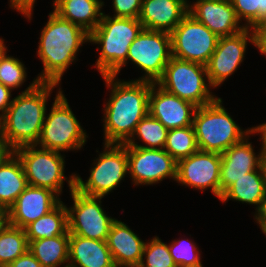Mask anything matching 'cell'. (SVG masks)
<instances>
[{"instance_id": "cell-3", "label": "cell", "mask_w": 266, "mask_h": 267, "mask_svg": "<svg viewBox=\"0 0 266 267\" xmlns=\"http://www.w3.org/2000/svg\"><path fill=\"white\" fill-rule=\"evenodd\" d=\"M47 17L36 50L43 69L36 78L61 85L64 74L78 61L80 48L89 43V33L53 10Z\"/></svg>"}, {"instance_id": "cell-25", "label": "cell", "mask_w": 266, "mask_h": 267, "mask_svg": "<svg viewBox=\"0 0 266 267\" xmlns=\"http://www.w3.org/2000/svg\"><path fill=\"white\" fill-rule=\"evenodd\" d=\"M27 186L22 162L14 153L0 167V205L8 211Z\"/></svg>"}, {"instance_id": "cell-19", "label": "cell", "mask_w": 266, "mask_h": 267, "mask_svg": "<svg viewBox=\"0 0 266 267\" xmlns=\"http://www.w3.org/2000/svg\"><path fill=\"white\" fill-rule=\"evenodd\" d=\"M188 13L219 38L245 29L230 0H200L188 7Z\"/></svg>"}, {"instance_id": "cell-7", "label": "cell", "mask_w": 266, "mask_h": 267, "mask_svg": "<svg viewBox=\"0 0 266 267\" xmlns=\"http://www.w3.org/2000/svg\"><path fill=\"white\" fill-rule=\"evenodd\" d=\"M102 144L103 151L96 150L97 158L91 161L87 180L83 181L81 175L75 172V189L85 195L108 196L128 177L127 146L116 143Z\"/></svg>"}, {"instance_id": "cell-23", "label": "cell", "mask_w": 266, "mask_h": 267, "mask_svg": "<svg viewBox=\"0 0 266 267\" xmlns=\"http://www.w3.org/2000/svg\"><path fill=\"white\" fill-rule=\"evenodd\" d=\"M104 0H52V8L61 18L91 33L100 23Z\"/></svg>"}, {"instance_id": "cell-6", "label": "cell", "mask_w": 266, "mask_h": 267, "mask_svg": "<svg viewBox=\"0 0 266 267\" xmlns=\"http://www.w3.org/2000/svg\"><path fill=\"white\" fill-rule=\"evenodd\" d=\"M55 93L36 145L62 153L78 152L85 146L89 134L72 111L64 91Z\"/></svg>"}, {"instance_id": "cell-15", "label": "cell", "mask_w": 266, "mask_h": 267, "mask_svg": "<svg viewBox=\"0 0 266 267\" xmlns=\"http://www.w3.org/2000/svg\"><path fill=\"white\" fill-rule=\"evenodd\" d=\"M221 154L198 150L177 161L176 183L193 190L211 194L220 199Z\"/></svg>"}, {"instance_id": "cell-45", "label": "cell", "mask_w": 266, "mask_h": 267, "mask_svg": "<svg viewBox=\"0 0 266 267\" xmlns=\"http://www.w3.org/2000/svg\"><path fill=\"white\" fill-rule=\"evenodd\" d=\"M261 168L264 176L265 191H266V157H263L262 159Z\"/></svg>"}, {"instance_id": "cell-30", "label": "cell", "mask_w": 266, "mask_h": 267, "mask_svg": "<svg viewBox=\"0 0 266 267\" xmlns=\"http://www.w3.org/2000/svg\"><path fill=\"white\" fill-rule=\"evenodd\" d=\"M164 150L176 161L199 150L193 126L169 129Z\"/></svg>"}, {"instance_id": "cell-11", "label": "cell", "mask_w": 266, "mask_h": 267, "mask_svg": "<svg viewBox=\"0 0 266 267\" xmlns=\"http://www.w3.org/2000/svg\"><path fill=\"white\" fill-rule=\"evenodd\" d=\"M72 205L68 207V232L70 235L106 241L116 217L109 216L102 205L103 198L85 195L75 188L70 192Z\"/></svg>"}, {"instance_id": "cell-31", "label": "cell", "mask_w": 266, "mask_h": 267, "mask_svg": "<svg viewBox=\"0 0 266 267\" xmlns=\"http://www.w3.org/2000/svg\"><path fill=\"white\" fill-rule=\"evenodd\" d=\"M168 248L177 267H204L202 251L191 238V235L190 239L184 237L173 239L168 244Z\"/></svg>"}, {"instance_id": "cell-28", "label": "cell", "mask_w": 266, "mask_h": 267, "mask_svg": "<svg viewBox=\"0 0 266 267\" xmlns=\"http://www.w3.org/2000/svg\"><path fill=\"white\" fill-rule=\"evenodd\" d=\"M168 129L149 113L140 120L126 146L164 149ZM142 142L139 144V142Z\"/></svg>"}, {"instance_id": "cell-10", "label": "cell", "mask_w": 266, "mask_h": 267, "mask_svg": "<svg viewBox=\"0 0 266 267\" xmlns=\"http://www.w3.org/2000/svg\"><path fill=\"white\" fill-rule=\"evenodd\" d=\"M172 57L170 33L142 29L131 43L126 62L113 74L117 76L128 63L141 70V76L133 80L156 83Z\"/></svg>"}, {"instance_id": "cell-26", "label": "cell", "mask_w": 266, "mask_h": 267, "mask_svg": "<svg viewBox=\"0 0 266 267\" xmlns=\"http://www.w3.org/2000/svg\"><path fill=\"white\" fill-rule=\"evenodd\" d=\"M24 230L28 243L42 238L70 235L66 203L61 201L53 210L27 225Z\"/></svg>"}, {"instance_id": "cell-24", "label": "cell", "mask_w": 266, "mask_h": 267, "mask_svg": "<svg viewBox=\"0 0 266 267\" xmlns=\"http://www.w3.org/2000/svg\"><path fill=\"white\" fill-rule=\"evenodd\" d=\"M265 183L261 166L235 181L221 196V203L236 201L253 205L255 212L259 209L265 195Z\"/></svg>"}, {"instance_id": "cell-16", "label": "cell", "mask_w": 266, "mask_h": 267, "mask_svg": "<svg viewBox=\"0 0 266 267\" xmlns=\"http://www.w3.org/2000/svg\"><path fill=\"white\" fill-rule=\"evenodd\" d=\"M251 136L250 132L221 154L220 198L235 181L261 166L263 154L260 149L256 152Z\"/></svg>"}, {"instance_id": "cell-33", "label": "cell", "mask_w": 266, "mask_h": 267, "mask_svg": "<svg viewBox=\"0 0 266 267\" xmlns=\"http://www.w3.org/2000/svg\"><path fill=\"white\" fill-rule=\"evenodd\" d=\"M138 267H177L170 254L168 243L155 235L147 240Z\"/></svg>"}, {"instance_id": "cell-18", "label": "cell", "mask_w": 266, "mask_h": 267, "mask_svg": "<svg viewBox=\"0 0 266 267\" xmlns=\"http://www.w3.org/2000/svg\"><path fill=\"white\" fill-rule=\"evenodd\" d=\"M61 201V197L50 189L28 185L8 210V223L24 229L53 210Z\"/></svg>"}, {"instance_id": "cell-47", "label": "cell", "mask_w": 266, "mask_h": 267, "mask_svg": "<svg viewBox=\"0 0 266 267\" xmlns=\"http://www.w3.org/2000/svg\"><path fill=\"white\" fill-rule=\"evenodd\" d=\"M2 141L1 118H0V142Z\"/></svg>"}, {"instance_id": "cell-32", "label": "cell", "mask_w": 266, "mask_h": 267, "mask_svg": "<svg viewBox=\"0 0 266 267\" xmlns=\"http://www.w3.org/2000/svg\"><path fill=\"white\" fill-rule=\"evenodd\" d=\"M7 50L0 59V83L12 91L23 87L27 81V67L22 60L8 55Z\"/></svg>"}, {"instance_id": "cell-46", "label": "cell", "mask_w": 266, "mask_h": 267, "mask_svg": "<svg viewBox=\"0 0 266 267\" xmlns=\"http://www.w3.org/2000/svg\"><path fill=\"white\" fill-rule=\"evenodd\" d=\"M197 1H200V0H192V1L185 0L187 7H189L192 3L197 2Z\"/></svg>"}, {"instance_id": "cell-14", "label": "cell", "mask_w": 266, "mask_h": 267, "mask_svg": "<svg viewBox=\"0 0 266 267\" xmlns=\"http://www.w3.org/2000/svg\"><path fill=\"white\" fill-rule=\"evenodd\" d=\"M250 44L253 45L250 28L219 38L217 47L206 65L208 80L214 90L222 86L240 68Z\"/></svg>"}, {"instance_id": "cell-22", "label": "cell", "mask_w": 266, "mask_h": 267, "mask_svg": "<svg viewBox=\"0 0 266 267\" xmlns=\"http://www.w3.org/2000/svg\"><path fill=\"white\" fill-rule=\"evenodd\" d=\"M68 263L72 267H116L106 241L69 235Z\"/></svg>"}, {"instance_id": "cell-44", "label": "cell", "mask_w": 266, "mask_h": 267, "mask_svg": "<svg viewBox=\"0 0 266 267\" xmlns=\"http://www.w3.org/2000/svg\"><path fill=\"white\" fill-rule=\"evenodd\" d=\"M5 39L0 37V59L4 55V53L9 49L8 46H6Z\"/></svg>"}, {"instance_id": "cell-9", "label": "cell", "mask_w": 266, "mask_h": 267, "mask_svg": "<svg viewBox=\"0 0 266 267\" xmlns=\"http://www.w3.org/2000/svg\"><path fill=\"white\" fill-rule=\"evenodd\" d=\"M156 84L197 107L213 103L218 98L209 83L206 66L173 56Z\"/></svg>"}, {"instance_id": "cell-5", "label": "cell", "mask_w": 266, "mask_h": 267, "mask_svg": "<svg viewBox=\"0 0 266 267\" xmlns=\"http://www.w3.org/2000/svg\"><path fill=\"white\" fill-rule=\"evenodd\" d=\"M218 97L213 103L197 107L192 126L199 150L222 154L232 145L240 142L251 132L234 121Z\"/></svg>"}, {"instance_id": "cell-21", "label": "cell", "mask_w": 266, "mask_h": 267, "mask_svg": "<svg viewBox=\"0 0 266 267\" xmlns=\"http://www.w3.org/2000/svg\"><path fill=\"white\" fill-rule=\"evenodd\" d=\"M187 14L185 0H142L138 19L144 29L171 33Z\"/></svg>"}, {"instance_id": "cell-8", "label": "cell", "mask_w": 266, "mask_h": 267, "mask_svg": "<svg viewBox=\"0 0 266 267\" xmlns=\"http://www.w3.org/2000/svg\"><path fill=\"white\" fill-rule=\"evenodd\" d=\"M21 160L27 183L30 186L47 188L62 197L65 181L69 193L75 188V173L65 175V154L35 145L15 149Z\"/></svg>"}, {"instance_id": "cell-1", "label": "cell", "mask_w": 266, "mask_h": 267, "mask_svg": "<svg viewBox=\"0 0 266 267\" xmlns=\"http://www.w3.org/2000/svg\"><path fill=\"white\" fill-rule=\"evenodd\" d=\"M110 93L102 105L103 143L124 144L149 113L151 82L102 76Z\"/></svg>"}, {"instance_id": "cell-17", "label": "cell", "mask_w": 266, "mask_h": 267, "mask_svg": "<svg viewBox=\"0 0 266 267\" xmlns=\"http://www.w3.org/2000/svg\"><path fill=\"white\" fill-rule=\"evenodd\" d=\"M148 109L169 130L191 126L197 106L151 82Z\"/></svg>"}, {"instance_id": "cell-37", "label": "cell", "mask_w": 266, "mask_h": 267, "mask_svg": "<svg viewBox=\"0 0 266 267\" xmlns=\"http://www.w3.org/2000/svg\"><path fill=\"white\" fill-rule=\"evenodd\" d=\"M9 8L22 14L29 22L32 20L34 13V7L36 6V0H8Z\"/></svg>"}, {"instance_id": "cell-40", "label": "cell", "mask_w": 266, "mask_h": 267, "mask_svg": "<svg viewBox=\"0 0 266 267\" xmlns=\"http://www.w3.org/2000/svg\"><path fill=\"white\" fill-rule=\"evenodd\" d=\"M252 213L254 214L253 219L255 223L259 226L258 228H260L261 233H263L266 230V192L259 209Z\"/></svg>"}, {"instance_id": "cell-41", "label": "cell", "mask_w": 266, "mask_h": 267, "mask_svg": "<svg viewBox=\"0 0 266 267\" xmlns=\"http://www.w3.org/2000/svg\"><path fill=\"white\" fill-rule=\"evenodd\" d=\"M251 128V133L253 134V137L255 135H259V141H260V150L263 154V157H266V122H263L259 125H254Z\"/></svg>"}, {"instance_id": "cell-42", "label": "cell", "mask_w": 266, "mask_h": 267, "mask_svg": "<svg viewBox=\"0 0 266 267\" xmlns=\"http://www.w3.org/2000/svg\"><path fill=\"white\" fill-rule=\"evenodd\" d=\"M15 153V150L4 140L0 142V167Z\"/></svg>"}, {"instance_id": "cell-12", "label": "cell", "mask_w": 266, "mask_h": 267, "mask_svg": "<svg viewBox=\"0 0 266 267\" xmlns=\"http://www.w3.org/2000/svg\"><path fill=\"white\" fill-rule=\"evenodd\" d=\"M172 56L206 66L219 37L189 13L170 33Z\"/></svg>"}, {"instance_id": "cell-20", "label": "cell", "mask_w": 266, "mask_h": 267, "mask_svg": "<svg viewBox=\"0 0 266 267\" xmlns=\"http://www.w3.org/2000/svg\"><path fill=\"white\" fill-rule=\"evenodd\" d=\"M116 267H138L146 240H142L127 223L114 220L106 239Z\"/></svg>"}, {"instance_id": "cell-29", "label": "cell", "mask_w": 266, "mask_h": 267, "mask_svg": "<svg viewBox=\"0 0 266 267\" xmlns=\"http://www.w3.org/2000/svg\"><path fill=\"white\" fill-rule=\"evenodd\" d=\"M25 230L7 223L0 229V267H7L28 251Z\"/></svg>"}, {"instance_id": "cell-2", "label": "cell", "mask_w": 266, "mask_h": 267, "mask_svg": "<svg viewBox=\"0 0 266 267\" xmlns=\"http://www.w3.org/2000/svg\"><path fill=\"white\" fill-rule=\"evenodd\" d=\"M63 91L60 84L40 82L36 77L12 100L1 117L2 140L14 150L25 145H35L41 135L52 93Z\"/></svg>"}, {"instance_id": "cell-34", "label": "cell", "mask_w": 266, "mask_h": 267, "mask_svg": "<svg viewBox=\"0 0 266 267\" xmlns=\"http://www.w3.org/2000/svg\"><path fill=\"white\" fill-rule=\"evenodd\" d=\"M238 20L245 28H252L266 20V0H230Z\"/></svg>"}, {"instance_id": "cell-39", "label": "cell", "mask_w": 266, "mask_h": 267, "mask_svg": "<svg viewBox=\"0 0 266 267\" xmlns=\"http://www.w3.org/2000/svg\"><path fill=\"white\" fill-rule=\"evenodd\" d=\"M13 91L0 83V118L6 113L12 103Z\"/></svg>"}, {"instance_id": "cell-43", "label": "cell", "mask_w": 266, "mask_h": 267, "mask_svg": "<svg viewBox=\"0 0 266 267\" xmlns=\"http://www.w3.org/2000/svg\"><path fill=\"white\" fill-rule=\"evenodd\" d=\"M8 223V211L0 205V229Z\"/></svg>"}, {"instance_id": "cell-48", "label": "cell", "mask_w": 266, "mask_h": 267, "mask_svg": "<svg viewBox=\"0 0 266 267\" xmlns=\"http://www.w3.org/2000/svg\"><path fill=\"white\" fill-rule=\"evenodd\" d=\"M60 267H72L69 263Z\"/></svg>"}, {"instance_id": "cell-4", "label": "cell", "mask_w": 266, "mask_h": 267, "mask_svg": "<svg viewBox=\"0 0 266 267\" xmlns=\"http://www.w3.org/2000/svg\"><path fill=\"white\" fill-rule=\"evenodd\" d=\"M138 18L112 17L103 11L98 26L89 34V44H95L99 55L95 63L99 75H113L127 59L129 47L142 31Z\"/></svg>"}, {"instance_id": "cell-36", "label": "cell", "mask_w": 266, "mask_h": 267, "mask_svg": "<svg viewBox=\"0 0 266 267\" xmlns=\"http://www.w3.org/2000/svg\"><path fill=\"white\" fill-rule=\"evenodd\" d=\"M253 46L266 58V20L257 23L252 28Z\"/></svg>"}, {"instance_id": "cell-13", "label": "cell", "mask_w": 266, "mask_h": 267, "mask_svg": "<svg viewBox=\"0 0 266 267\" xmlns=\"http://www.w3.org/2000/svg\"><path fill=\"white\" fill-rule=\"evenodd\" d=\"M128 177L135 187L176 181L177 161L164 149L127 146Z\"/></svg>"}, {"instance_id": "cell-27", "label": "cell", "mask_w": 266, "mask_h": 267, "mask_svg": "<svg viewBox=\"0 0 266 267\" xmlns=\"http://www.w3.org/2000/svg\"><path fill=\"white\" fill-rule=\"evenodd\" d=\"M28 250L43 267L66 265L69 258V235L30 241Z\"/></svg>"}, {"instance_id": "cell-38", "label": "cell", "mask_w": 266, "mask_h": 267, "mask_svg": "<svg viewBox=\"0 0 266 267\" xmlns=\"http://www.w3.org/2000/svg\"><path fill=\"white\" fill-rule=\"evenodd\" d=\"M7 267H43V266L28 250L25 254L18 257Z\"/></svg>"}, {"instance_id": "cell-35", "label": "cell", "mask_w": 266, "mask_h": 267, "mask_svg": "<svg viewBox=\"0 0 266 267\" xmlns=\"http://www.w3.org/2000/svg\"><path fill=\"white\" fill-rule=\"evenodd\" d=\"M112 17L139 18L142 0H112Z\"/></svg>"}]
</instances>
